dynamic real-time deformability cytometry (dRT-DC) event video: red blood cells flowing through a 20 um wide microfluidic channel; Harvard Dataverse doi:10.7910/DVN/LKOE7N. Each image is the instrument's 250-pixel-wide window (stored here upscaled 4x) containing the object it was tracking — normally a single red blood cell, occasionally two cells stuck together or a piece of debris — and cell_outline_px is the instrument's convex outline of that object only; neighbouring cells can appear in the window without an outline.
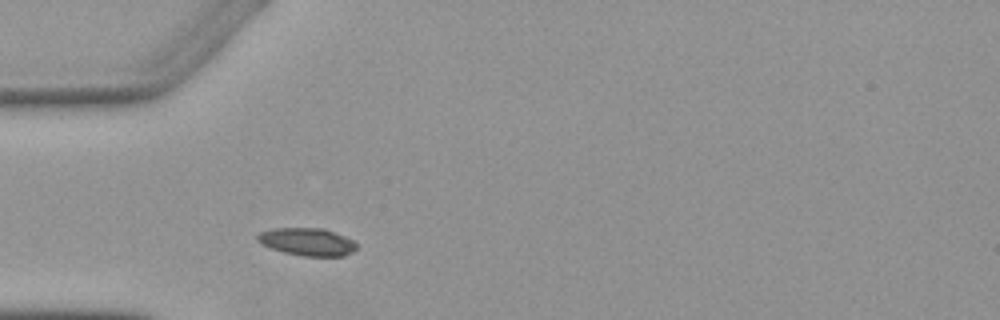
{"species": "Egyptian fruit bat (a non-hibernating species)", "species_latin": "Rousettus aegyptiacus", "temperature_condition": "warm", "stored_images_in_passage": 1, "camera_frame_rate_fps": 3000, "um_per_image_px": 0.085, "animal": {"sex": "female"}, "frame": {"image": 1, "passage_image": 1, "time_ms": 0.0, "image_size_px": [1000, 320], "cell_outline_px": [[356, 248], [352, 252], [344, 256], [300, 256], [284, 252], [272, 248], [256, 240], [256, 236], [260, 232], [272, 228], [324, 228], [344, 236], [352, 240], [356, 244]], "centroid_in_image_um": [26.11, 20.55], "position_along_channel_um": 58.9, "area_um2": 15.9}}